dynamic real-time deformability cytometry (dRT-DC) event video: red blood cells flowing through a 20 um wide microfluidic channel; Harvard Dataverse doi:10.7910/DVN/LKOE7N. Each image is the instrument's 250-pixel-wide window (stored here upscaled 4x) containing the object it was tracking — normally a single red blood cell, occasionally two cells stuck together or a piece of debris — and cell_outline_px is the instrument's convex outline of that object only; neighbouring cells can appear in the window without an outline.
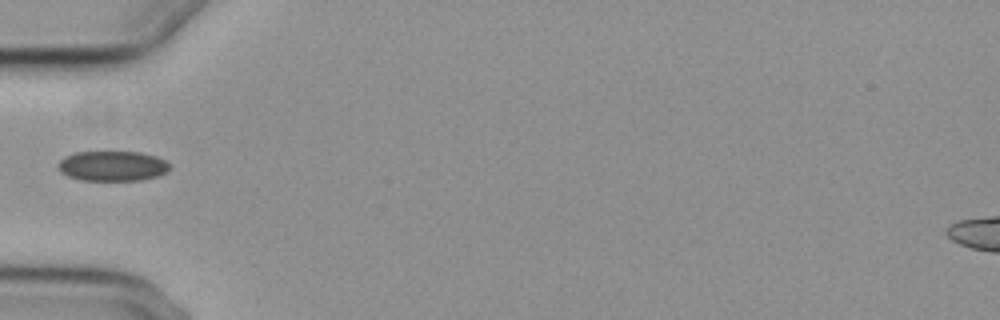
{"species": "common noctule bat (a hibernating species)", "species_latin": "Nyctalus noctula", "temperature_condition": "cold", "stored_images_in_passage": 2, "camera_frame_rate_fps": 3000, "um_per_image_px": 0.085, "animal": {"sex": "female", "body_mass_g": 29.2, "forearm_length_mm": 56.3}, "frame": {"image": 1, "passage_image": 1, "time_ms": 0.0, "image_size_px": [1000, 320], "cell_outline_px": [[168, 172], [160, 176], [140, 180], [80, 180], [68, 176], [60, 172], [60, 160], [64, 156], [76, 152], [140, 152], [156, 156], [164, 160], [168, 164]], "centroid_in_image_um": [9.57, 14.11], "position_along_channel_um": 75.4, "area_um2": 19.48}}
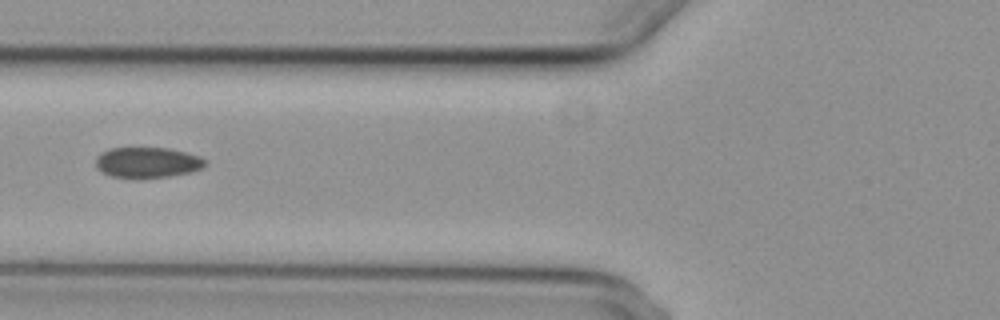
{"frame": {"image": 2, "passage_image": 2, "time_ms": 1.0, "image_size_px": [1000, 320], "cell_outline_px": [[208, 164], [200, 168], [188, 172], [168, 176], [136, 180], [112, 176], [100, 172], [96, 168], [96, 156], [108, 148], [168, 148], [200, 156]], "centroid_in_image_um": [12.46, 13.83], "position_along_channel_um": 113.3, "area_um2": 19.77}}